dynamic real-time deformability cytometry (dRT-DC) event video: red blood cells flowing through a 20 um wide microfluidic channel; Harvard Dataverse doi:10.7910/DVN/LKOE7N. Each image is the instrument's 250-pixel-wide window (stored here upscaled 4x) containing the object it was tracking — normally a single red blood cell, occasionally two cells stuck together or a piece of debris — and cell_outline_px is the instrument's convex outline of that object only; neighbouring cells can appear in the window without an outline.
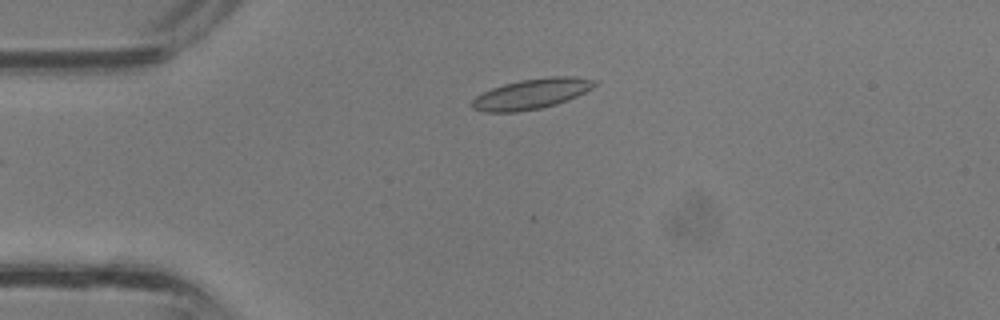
{"species": "common noctule bat (a hibernating species)", "species_latin": "Nyctalus noctula", "temperature_condition": "room temperature", "stored_images_in_passage": 28, "camera_frame_rate_fps": 3000, "um_per_image_px": 0.085, "animal": {"sex": "male", "body_mass_g": 13.3}, "frame": {"image": 1, "passage_image": 2, "time_ms": 0.333, "image_size_px": [1000, 320], "cell_outline_px": [[596, 84], [592, 88], [568, 100], [556, 104], [540, 108], [516, 112], [484, 112], [472, 108], [472, 100], [476, 96], [492, 88], [504, 84], [520, 80], [552, 76], [576, 76], [596, 80]], "centroid_in_image_um": [45.18, 7.97], "position_along_channel_um": 39.8, "area_um2": 21.5}}
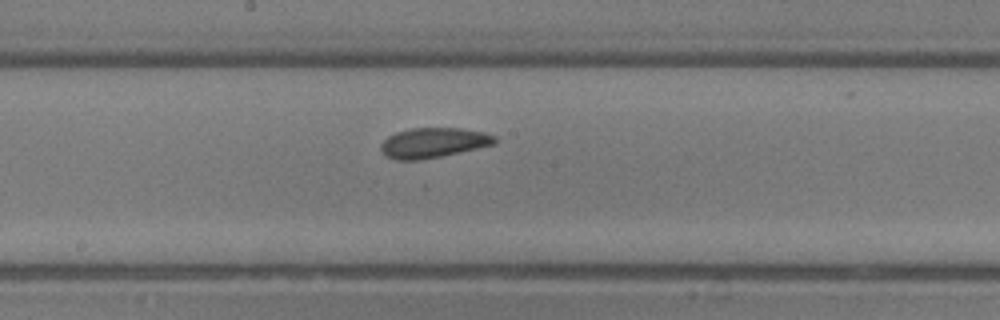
{"frame": {"image": 2, "passage_image": 13, "time_ms": 4.0, "image_size_px": [1000, 320], "cell_outline_px": [[496, 144], [440, 156], [420, 160], [396, 160], [384, 156], [380, 152], [380, 144], [388, 136], [396, 132], [412, 128], [460, 128], [484, 132], [496, 136]], "centroid_in_image_um": [36.79, 12.14], "position_along_channel_um": 211.4, "area_um2": 20.0}}
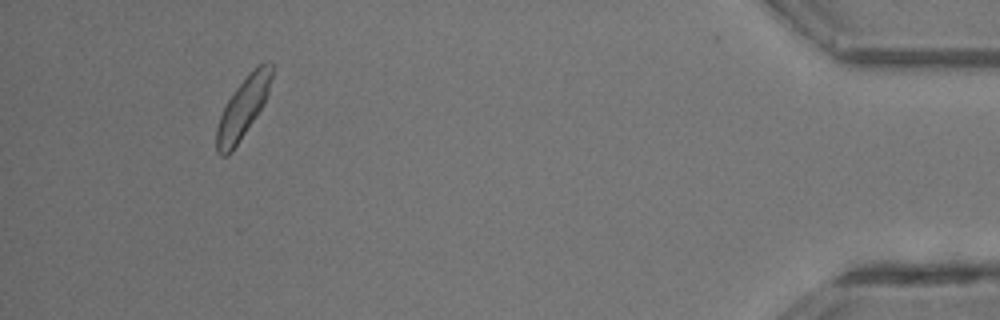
{"frame": {"image": 3, "passage_image": 28, "time_ms": 9.0, "image_size_px": [1000, 320], "cell_outline_px": [[272, 76], [268, 92], [264, 104], [232, 152], [228, 156], [220, 156], [216, 152], [216, 128], [220, 116], [228, 100], [236, 88], [248, 72], [256, 64], [264, 60], [272, 64]], "centroid_in_image_um": [20.65, 9.15], "position_along_channel_um": 414.6, "area_um2": 19.54}}